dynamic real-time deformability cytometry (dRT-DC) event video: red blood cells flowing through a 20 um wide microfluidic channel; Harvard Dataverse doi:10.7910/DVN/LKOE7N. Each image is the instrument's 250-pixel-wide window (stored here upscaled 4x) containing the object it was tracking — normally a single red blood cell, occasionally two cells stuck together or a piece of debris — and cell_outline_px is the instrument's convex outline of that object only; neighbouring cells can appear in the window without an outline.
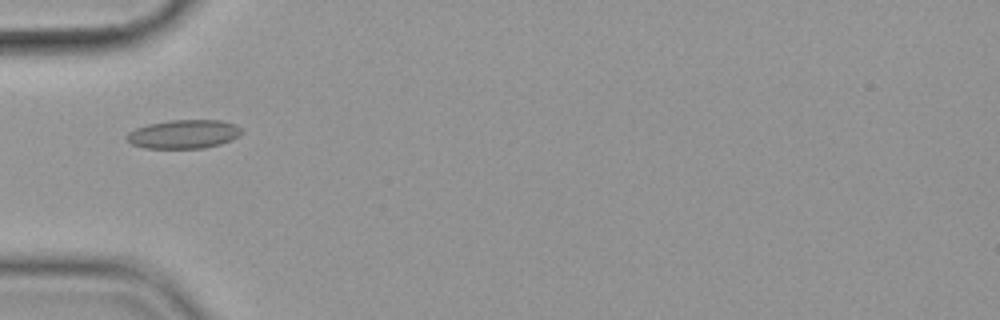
{"species": "common noctule bat (a hibernating species)", "species_latin": "Nyctalus noctula", "temperature_condition": "cold", "stored_images_in_passage": 8, "camera_frame_rate_fps": 3000, "um_per_image_px": 0.085, "animal": {"sex": "female", "body_mass_g": 19.9}, "frame": {"image": 1, "passage_image": 5, "time_ms": 5.333, "image_size_px": [1000, 320], "cell_outline_px": [[244, 132], [232, 140], [220, 144], [204, 148], [144, 148], [132, 144], [124, 136], [128, 132], [136, 128], [148, 124], [168, 120], [220, 120], [236, 124], [244, 128]], "centroid_in_image_um": [15.65, 11.39], "position_along_channel_um": 69.3, "area_um2": 19.48}}
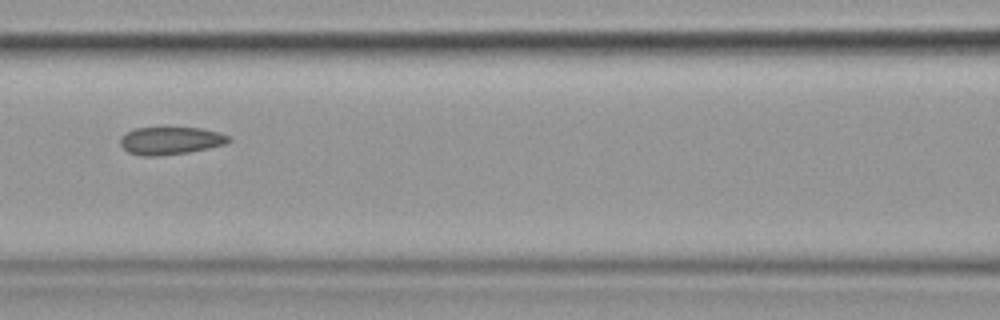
{"frame": {"image": 2, "passage_image": 7, "time_ms": 7.667, "image_size_px": [1000, 320], "cell_outline_px": [[232, 140], [224, 144], [208, 148], [188, 152], [160, 156], [140, 156], [128, 152], [120, 144], [120, 136], [136, 128], [168, 124], [200, 128], [220, 132], [232, 136]], "centroid_in_image_um": [14.5, 11.9], "position_along_channel_um": 152.1, "area_um2": 18.44}}
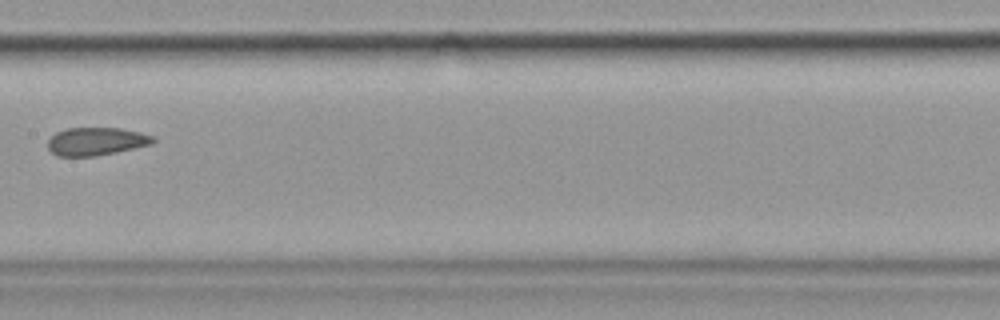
{"frame": {"image": 3, "passage_image": 8, "time_ms": 9.0, "image_size_px": [1000, 320], "cell_outline_px": [[156, 140], [152, 144], [116, 152], [96, 156], [56, 156], [48, 148], [48, 140], [56, 132], [68, 128], [120, 128], [140, 132], [152, 136]], "centroid_in_image_um": [8.17, 12.02], "position_along_channel_um": 199.2, "area_um2": 17.11}}